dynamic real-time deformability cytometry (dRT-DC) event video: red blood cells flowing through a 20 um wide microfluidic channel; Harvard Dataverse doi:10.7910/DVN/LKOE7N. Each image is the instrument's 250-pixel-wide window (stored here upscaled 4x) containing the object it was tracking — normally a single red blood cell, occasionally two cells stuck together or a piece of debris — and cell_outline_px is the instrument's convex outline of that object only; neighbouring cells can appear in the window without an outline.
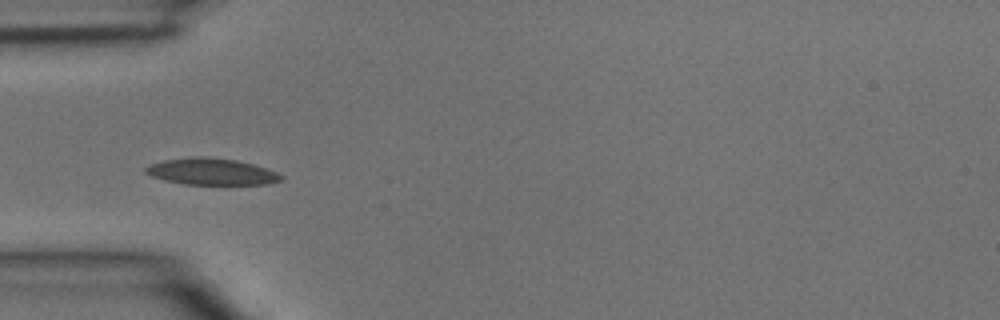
{"species": "common noctule bat (a hibernating species)", "species_latin": "Nyctalus noctula", "temperature_condition": "room temperature", "stored_images_in_passage": 1, "camera_frame_rate_fps": 3000, "um_per_image_px": 0.085, "animal": {"sex": "male", "body_mass_g": 15.6}, "frame": {"image": 1, "passage_image": 1, "time_ms": 0.0, "image_size_px": [1000, 320], "cell_outline_px": [[284, 180], [268, 184], [184, 184], [164, 180], [152, 176], [144, 172], [144, 168], [152, 164], [164, 160], [196, 156], [208, 156], [236, 160], [252, 164], [276, 172], [284, 176]], "centroid_in_image_um": [17.98, 14.59], "position_along_channel_um": 67.0, "area_um2": 20.92}}